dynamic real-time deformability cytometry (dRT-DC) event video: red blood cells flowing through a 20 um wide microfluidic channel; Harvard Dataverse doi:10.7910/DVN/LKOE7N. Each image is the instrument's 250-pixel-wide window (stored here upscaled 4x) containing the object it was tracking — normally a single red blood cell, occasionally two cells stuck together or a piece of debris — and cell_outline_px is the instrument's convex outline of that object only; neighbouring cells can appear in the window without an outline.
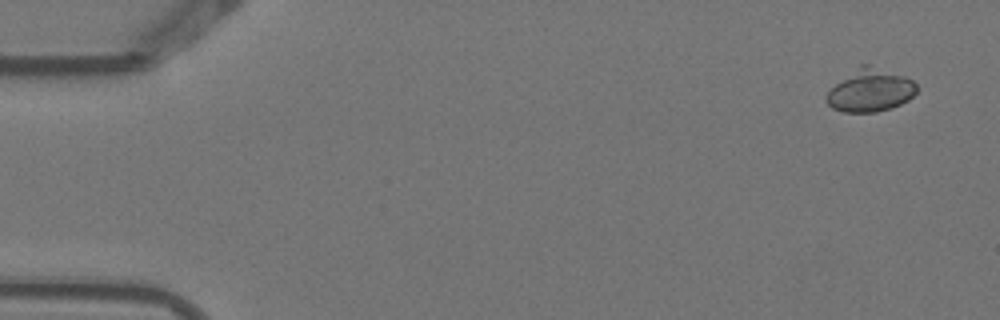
{"species": "Egyptian fruit bat (a non-hibernating species)", "species_latin": "Rousettus aegyptiacus", "temperature_condition": "warm", "stored_images_in_passage": 4, "camera_frame_rate_fps": 3000, "um_per_image_px": 0.085, "animal": {"sex": "female"}, "frame": {"image": 1, "passage_image": 1, "time_ms": 0.0, "image_size_px": [1000, 320], "cell_outline_px": [[916, 92], [908, 100], [892, 108], [876, 112], [844, 112], [832, 108], [824, 100], [824, 96], [836, 84], [860, 64], [868, 64], [904, 76], [912, 80], [916, 84]], "centroid_in_image_um": [73.96, 7.69], "position_along_channel_um": 11.0, "area_um2": 22.31}}
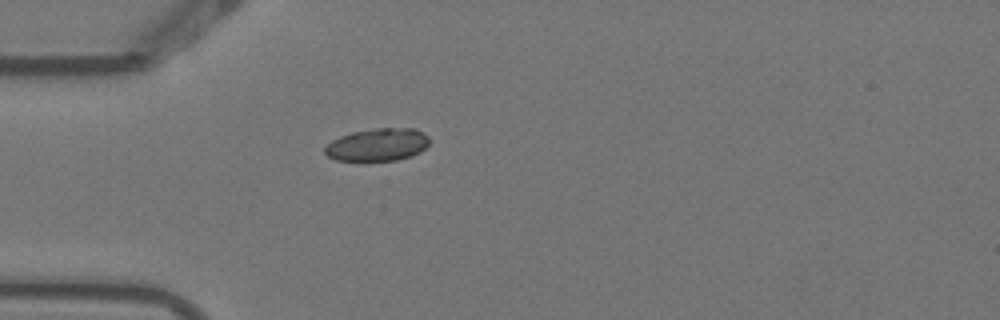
{"frame": {"image": 2, "passage_image": 4, "time_ms": 1.0, "image_size_px": [1000, 320], "cell_outline_px": [[428, 144], [420, 152], [412, 156], [396, 160], [336, 160], [328, 156], [324, 152], [324, 148], [332, 140], [340, 136], [352, 132], [376, 128], [416, 128], [424, 132], [428, 136]], "centroid_in_image_um": [32.11, 12.29], "position_along_channel_um": 52.9, "area_um2": 19.83}}